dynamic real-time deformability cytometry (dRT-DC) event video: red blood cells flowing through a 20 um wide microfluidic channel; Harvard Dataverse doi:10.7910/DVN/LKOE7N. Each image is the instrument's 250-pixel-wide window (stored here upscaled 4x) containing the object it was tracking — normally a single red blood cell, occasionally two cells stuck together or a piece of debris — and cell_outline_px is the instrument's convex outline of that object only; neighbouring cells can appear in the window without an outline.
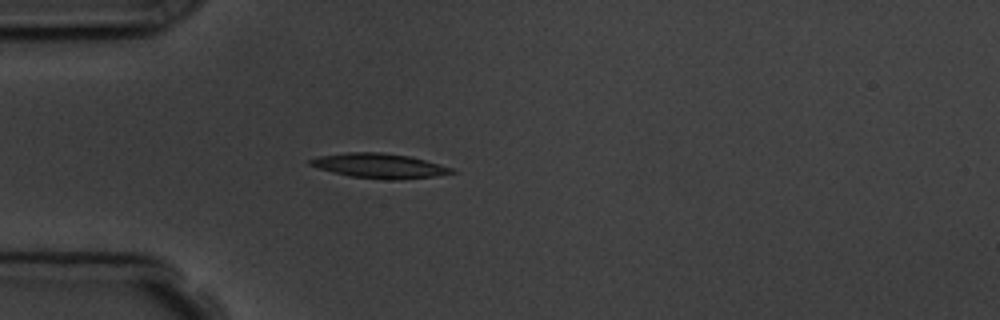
{"species": "common noctule bat (a hibernating species)", "species_latin": "Nyctalus noctula", "temperature_condition": "room temperature", "stored_images_in_passage": 4, "camera_frame_rate_fps": 3000, "um_per_image_px": 0.085, "animal": {"sex": "male", "body_mass_g": 19.5, "forearm_length_mm": 54.6}, "frame": {"image": 1, "passage_image": 4, "time_ms": 3.667, "image_size_px": [1000, 320], "cell_outline_px": [[456, 172], [432, 176], [400, 180], [384, 180], [352, 176], [316, 168], [308, 164], [308, 160], [320, 156], [348, 152], [380, 152], [408, 156], [440, 164], [452, 168]], "centroid_in_image_um": [32.22, 14.09], "position_along_channel_um": 52.8, "area_um2": 20.17}}